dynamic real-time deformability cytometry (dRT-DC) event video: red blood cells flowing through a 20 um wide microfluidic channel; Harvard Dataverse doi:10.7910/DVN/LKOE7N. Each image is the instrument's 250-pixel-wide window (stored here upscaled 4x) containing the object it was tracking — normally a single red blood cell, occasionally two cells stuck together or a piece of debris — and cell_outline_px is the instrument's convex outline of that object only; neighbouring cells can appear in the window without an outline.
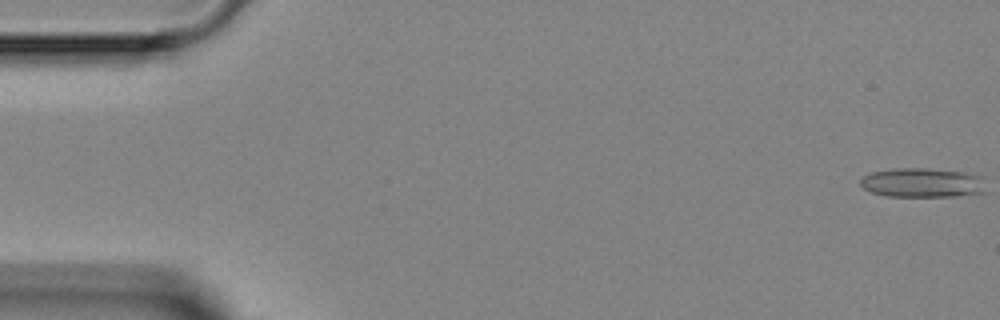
{"species": "Egyptian fruit bat (a non-hibernating species)", "species_latin": "Rousettus aegyptiacus", "temperature_condition": "room temperature", "stored_images_in_passage": 17, "camera_frame_rate_fps": 3000, "um_per_image_px": 0.085, "animal": {"sex": "female"}, "frame": {"image": 1, "passage_image": 1, "time_ms": 0.0, "image_size_px": [1000, 320], "cell_outline_px": [[984, 192], [956, 196], [888, 196], [872, 192], [864, 188], [860, 184], [860, 180], [864, 176], [872, 172], [892, 168], [924, 168], [964, 172], [984, 176]], "centroid_in_image_um": [78.42, 15.52], "position_along_channel_um": 6.6, "area_um2": 21.44}}
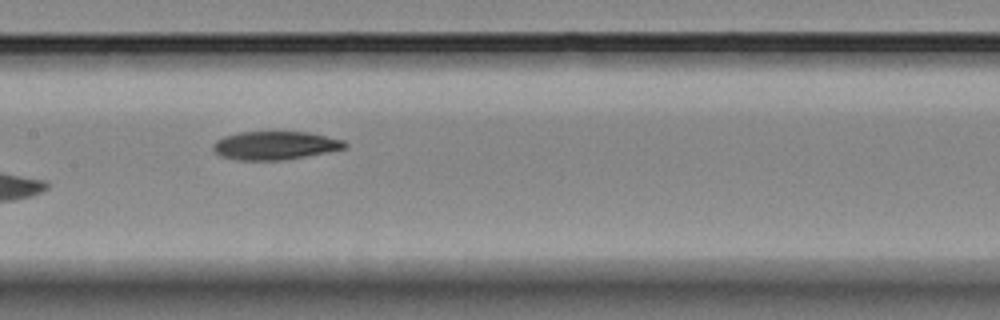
{"frame": {"image": 2, "passage_image": 9, "time_ms": 13.0, "image_size_px": [1000, 320], "cell_outline_px": [[348, 144], [344, 148], [284, 160], [236, 160], [220, 156], [212, 148], [212, 144], [216, 140], [224, 136], [240, 132], [308, 132], [344, 140]], "centroid_in_image_um": [23.33, 12.36], "position_along_channel_um": 184.1, "area_um2": 21.62}}
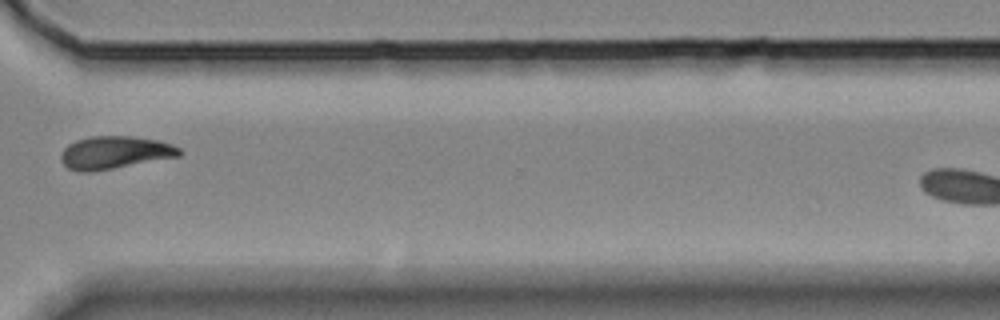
{"frame": {"image": 3, "passage_image": 13, "time_ms": 17.333, "image_size_px": [1000, 320], "cell_outline_px": [[180, 156], [92, 172], [80, 172], [68, 168], [60, 160], [60, 152], [68, 144], [76, 140], [88, 136], [132, 136], [156, 140], [172, 144], [180, 148]], "centroid_in_image_um": [9.71, 12.96], "position_along_channel_um": 360.9, "area_um2": 22.66}}